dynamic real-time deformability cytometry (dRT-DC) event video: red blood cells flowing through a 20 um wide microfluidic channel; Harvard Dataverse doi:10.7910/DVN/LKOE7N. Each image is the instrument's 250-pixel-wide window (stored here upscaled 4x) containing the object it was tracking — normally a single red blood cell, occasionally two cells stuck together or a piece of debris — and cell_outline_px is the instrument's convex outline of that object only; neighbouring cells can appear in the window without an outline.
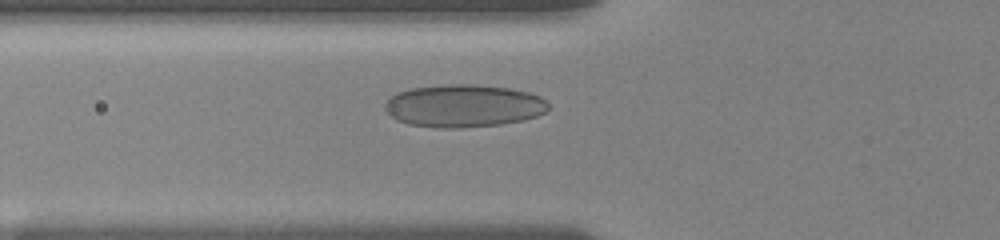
{"species": "human", "species_latin": "Homo sapiens", "temperature_condition": "room temperature", "stored_images_in_passage": 59, "camera_frame_rate_fps": 3000, "um_per_image_px": 0.085, "donor": {"sex": "female"}, "frame": {"image": 1, "passage_image": 2, "time_ms": 0.333, "image_size_px": [1000, 240], "cell_outline_px": [[548, 108], [544, 112], [536, 116], [520, 120], [500, 124], [460, 128], [436, 128], [408, 124], [396, 120], [384, 108], [384, 104], [392, 96], [408, 88], [448, 84], [472, 84], [508, 88], [528, 92], [540, 96], [548, 100]], "centroid_in_image_um": [39.4, 8.99], "position_along_channel_um": 86.4, "area_um2": 40.58}}
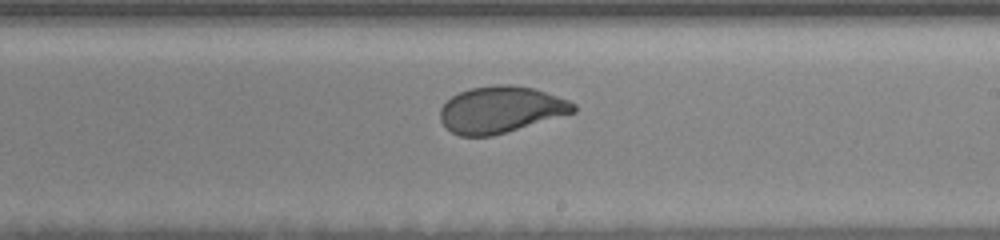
{"frame": {"image": 2, "passage_image": 24, "time_ms": 4.667, "image_size_px": [1000, 240], "cell_outline_px": [[576, 112], [492, 136], [460, 136], [452, 132], [440, 120], [440, 108], [452, 96], [460, 92], [472, 88], [496, 84], [512, 84], [532, 88], [568, 100], [576, 104]], "centroid_in_image_um": [42.56, 9.31], "position_along_channel_um": 246.4, "area_um2": 35.89}}
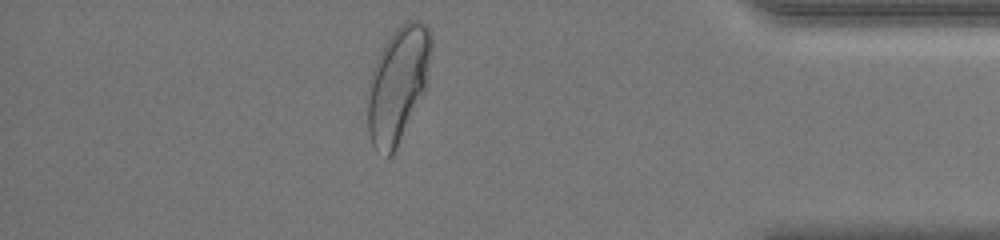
{"frame": {"image": 3, "passage_image": 49, "time_ms": 9.667, "image_size_px": [1000, 240], "cell_outline_px": [[432, 44], [428, 80], [424, 92], [392, 156], [388, 156], [376, 152], [372, 144], [368, 132], [368, 80], [380, 52], [384, 44], [396, 28], [404, 20], [420, 20], [428, 28], [432, 36]], "centroid_in_image_um": [33.83, 7.14], "position_along_channel_um": 401.4, "area_um2": 42.83}, "authors_computed_cell_mechanics": {"area_um2": 36.992, "velocity_mm_per_s": 3.675, "shape_relaxation_time_tau1_ms": 4.8765, "shape_relaxation_time_tau2_ms": null, "deformation_change_tau1": 0.1417, "deformation_change_tau2": null}}